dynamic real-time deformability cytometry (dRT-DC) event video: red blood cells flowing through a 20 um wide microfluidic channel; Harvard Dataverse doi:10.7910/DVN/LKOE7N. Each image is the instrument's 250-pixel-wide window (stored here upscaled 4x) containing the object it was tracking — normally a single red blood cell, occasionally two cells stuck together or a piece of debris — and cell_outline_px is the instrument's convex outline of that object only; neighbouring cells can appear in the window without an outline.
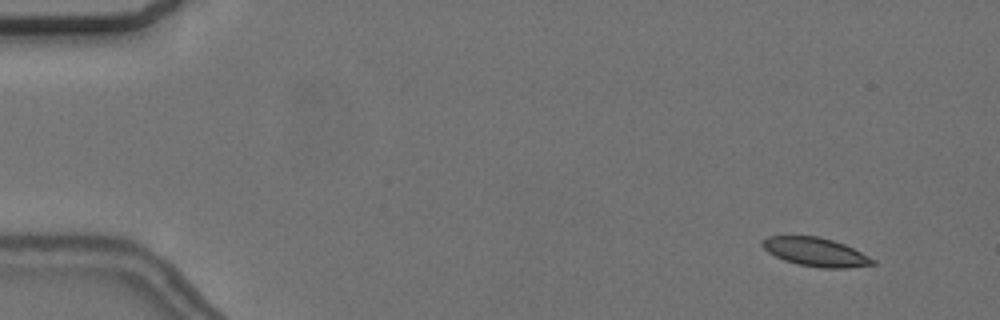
{"species": "common noctule bat (a hibernating species)", "species_latin": "Nyctalus noctula", "temperature_condition": "cold", "stored_images_in_passage": 57, "camera_frame_rate_fps": 3000, "um_per_image_px": 0.085, "animal": {"sex": "female", "body_mass_g": 24.6, "forearm_length_mm": 56.2}, "frame": {"image": 1, "passage_image": 5, "time_ms": 1.333, "image_size_px": [1000, 320], "cell_outline_px": [[876, 264], [848, 268], [820, 268], [796, 264], [784, 260], [768, 252], [760, 244], [768, 236], [816, 236], [832, 240], [844, 244], [876, 260]], "centroid_in_image_um": [69.33, 21.43], "position_along_channel_um": 15.7, "area_um2": 18.32}}
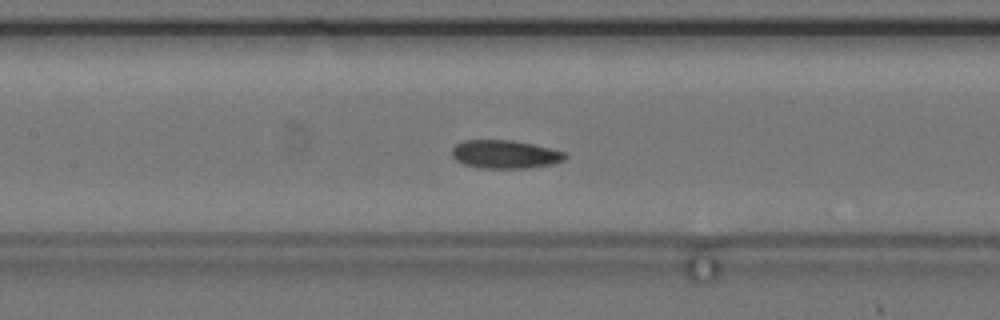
{"frame": {"image": 2, "passage_image": 27, "time_ms": 8.667, "image_size_px": [1000, 320], "cell_outline_px": [[568, 156], [564, 160], [552, 164], [528, 168], [480, 168], [464, 164], [456, 160], [452, 156], [452, 148], [456, 144], [464, 140], [512, 140], [532, 144], [564, 152]], "centroid_in_image_um": [42.91, 13.12], "position_along_channel_um": 164.5, "area_um2": 18.61}}
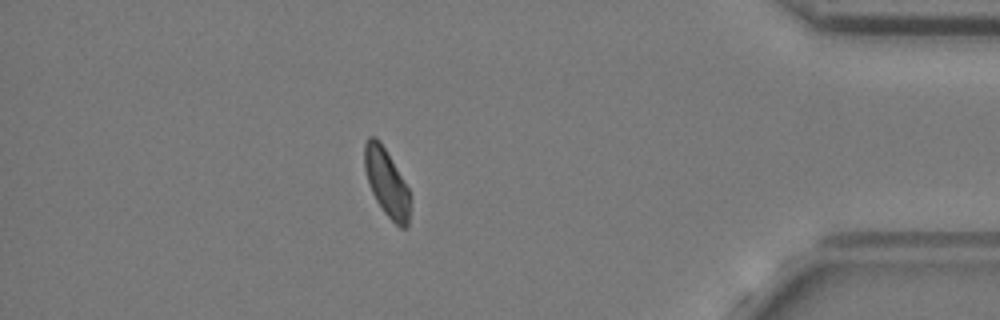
{"frame": {"image": 3, "passage_image": 50, "time_ms": 16.333, "image_size_px": [1000, 320], "cell_outline_px": [[408, 224], [404, 228], [400, 228], [384, 212], [376, 200], [372, 192], [364, 168], [364, 144], [368, 136], [376, 136], [380, 140], [408, 188]], "centroid_in_image_um": [32.81, 15.46], "position_along_channel_um": 402.4, "area_um2": 17.46}, "authors_computed_cell_mechanics": {"area_um2": 18.6694, "velocity_mm_per_s": 3.636, "shape_relaxation_time_tau1_ms": 10.43, "shape_relaxation_time_tau2_ms": 5.0336, "deformation_change_tau1": 0.1301, "deformation_change_tau2": 0.077}}